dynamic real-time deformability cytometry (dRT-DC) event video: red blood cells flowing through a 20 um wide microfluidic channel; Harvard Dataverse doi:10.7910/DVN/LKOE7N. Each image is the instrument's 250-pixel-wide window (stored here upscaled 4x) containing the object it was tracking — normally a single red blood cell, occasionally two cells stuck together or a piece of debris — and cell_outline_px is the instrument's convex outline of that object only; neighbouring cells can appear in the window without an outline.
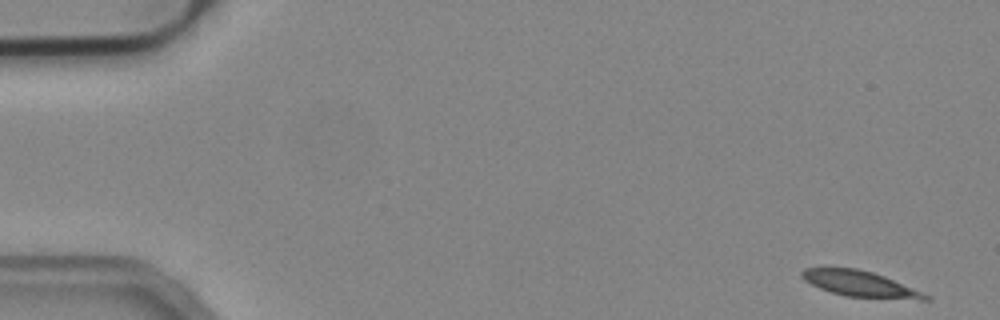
{"species": "common noctule bat (a hibernating species)", "species_latin": "Nyctalus noctula", "temperature_condition": "cold", "stored_images_in_passage": 8, "camera_frame_rate_fps": 3000, "um_per_image_px": 0.085, "animal": {"sex": "male", "body_mass_g": 19.2, "forearm_length_mm": 51.8}, "frame": {"image": 1, "passage_image": 1, "time_ms": 0.0, "image_size_px": [1000, 320], "cell_outline_px": [[932, 300], [920, 300], [844, 296], [820, 288], [804, 280], [800, 276], [800, 272], [804, 268], [856, 268], [872, 272], [884, 276], [932, 296]], "centroid_in_image_um": [73.13, 24.14], "position_along_channel_um": 11.9, "area_um2": 18.5}}